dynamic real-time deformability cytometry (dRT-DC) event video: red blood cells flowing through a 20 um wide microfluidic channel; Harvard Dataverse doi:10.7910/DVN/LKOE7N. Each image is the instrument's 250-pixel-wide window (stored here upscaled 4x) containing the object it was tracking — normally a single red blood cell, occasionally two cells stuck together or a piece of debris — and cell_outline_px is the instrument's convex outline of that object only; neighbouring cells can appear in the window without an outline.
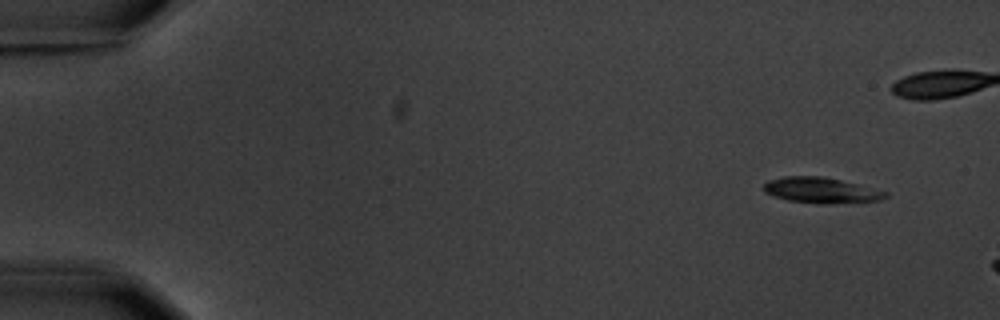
{"species": "common noctule bat (a hibernating species)", "species_latin": "Nyctalus noctula", "temperature_condition": "warm", "stored_images_in_passage": 3, "camera_frame_rate_fps": 3000, "um_per_image_px": 0.085, "animal": {"sex": "male", "body_mass_g": 20.1, "forearm_length_mm": 53.5}, "frame": {"image": 1, "passage_image": 1, "time_ms": 0.0, "image_size_px": [1000, 320], "cell_outline_px": [[888, 196], [880, 200], [828, 204], [816, 204], [788, 200], [772, 196], [764, 192], [764, 184], [768, 180], [784, 176], [824, 176], [888, 192]], "centroid_in_image_um": [69.75, 16.18], "position_along_channel_um": 15.2, "area_um2": 18.21}}